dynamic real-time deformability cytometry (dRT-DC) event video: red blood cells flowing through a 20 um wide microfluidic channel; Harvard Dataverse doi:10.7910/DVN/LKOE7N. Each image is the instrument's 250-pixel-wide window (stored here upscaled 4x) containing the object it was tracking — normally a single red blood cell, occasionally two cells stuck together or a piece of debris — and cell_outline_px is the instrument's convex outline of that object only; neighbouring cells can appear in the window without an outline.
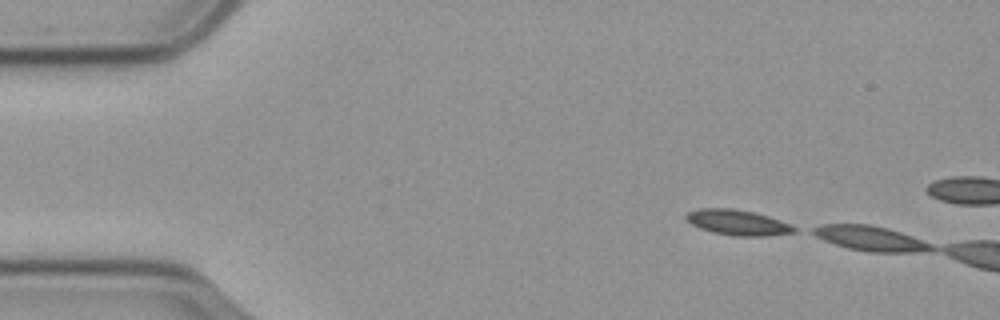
{"species": "common noctule bat (a hibernating species)", "species_latin": "Nyctalus noctula", "temperature_condition": "cold", "stored_images_in_passage": 4, "camera_frame_rate_fps": 3000, "um_per_image_px": 0.085, "animal": {"sex": "male", "body_mass_g": 23.1, "forearm_length_mm": 52.7}, "frame": {"image": 1, "passage_image": 1, "time_ms": 0.0, "image_size_px": [1000, 320], "cell_outline_px": [[800, 228], [796, 232], [764, 236], [736, 236], [712, 232], [700, 228], [692, 224], [684, 216], [688, 212], [700, 208], [732, 208], [752, 212], [768, 216], [792, 224]], "centroid_in_image_um": [62.75, 18.91], "position_along_channel_um": 22.2, "area_um2": 16.01}}